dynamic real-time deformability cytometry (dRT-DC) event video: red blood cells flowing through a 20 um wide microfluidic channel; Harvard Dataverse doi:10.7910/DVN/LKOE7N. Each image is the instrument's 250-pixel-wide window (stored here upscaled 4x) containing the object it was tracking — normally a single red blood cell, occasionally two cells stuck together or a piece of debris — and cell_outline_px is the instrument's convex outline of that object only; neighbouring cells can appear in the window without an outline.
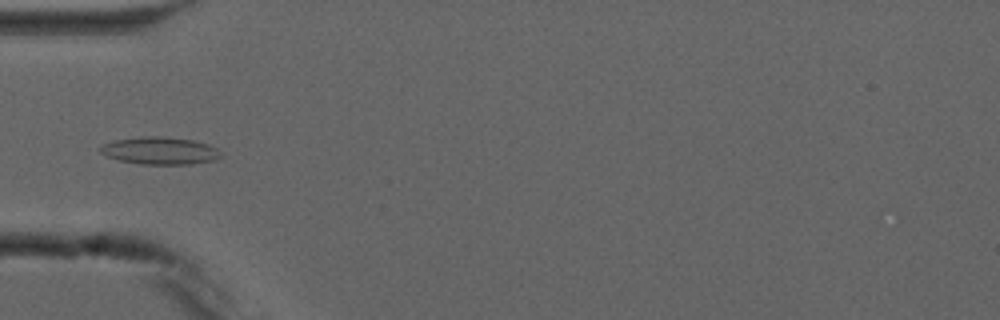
{"species": "common noctule bat (a hibernating species)", "species_latin": "Nyctalus noctula", "temperature_condition": "cold", "stored_images_in_passage": 8, "camera_frame_rate_fps": 3000, "um_per_image_px": 0.085, "animal": {"sex": "male", "forearm_length_mm": 52.5}, "frame": {"image": 1, "passage_image": 5, "time_ms": 5.667, "image_size_px": [1000, 320], "cell_outline_px": [[224, 156], [216, 160], [192, 164], [140, 164], [120, 160], [108, 156], [100, 152], [100, 144], [116, 140], [140, 136], [156, 136], [192, 140], [208, 144], [216, 148]], "centroid_in_image_um": [13.61, 12.81], "position_along_channel_um": 71.4, "area_um2": 19.25}}
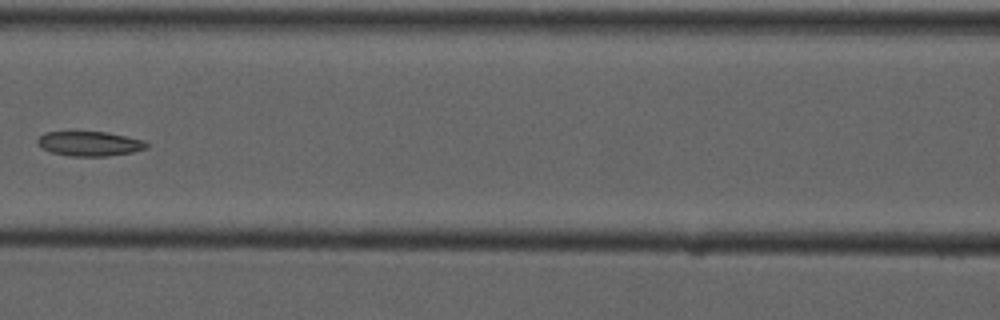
{"frame": {"image": 2, "passage_image": 7, "time_ms": 8.0, "image_size_px": [1000, 320], "cell_outline_px": [[148, 148], [132, 152], [104, 156], [72, 156], [52, 152], [44, 148], [36, 140], [44, 132], [108, 132], [144, 140], [148, 144]], "centroid_in_image_um": [7.66, 12.2], "position_along_channel_um": 158.9, "area_um2": 15.43}}
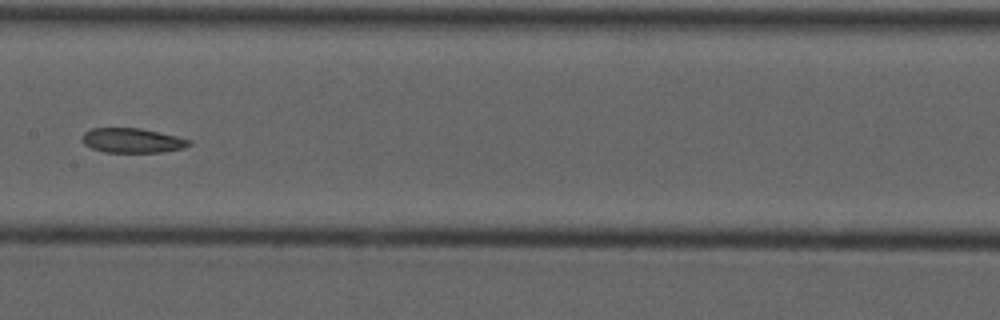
{"frame": {"image": 3, "passage_image": 8, "time_ms": 9.0, "image_size_px": [1000, 320], "cell_outline_px": [[192, 144], [184, 148], [160, 152], [104, 152], [92, 148], [84, 144], [84, 132], [92, 128], [140, 128], [176, 136], [192, 140]], "centroid_in_image_um": [11.28, 11.94], "position_along_channel_um": 196.1, "area_um2": 15.2}}